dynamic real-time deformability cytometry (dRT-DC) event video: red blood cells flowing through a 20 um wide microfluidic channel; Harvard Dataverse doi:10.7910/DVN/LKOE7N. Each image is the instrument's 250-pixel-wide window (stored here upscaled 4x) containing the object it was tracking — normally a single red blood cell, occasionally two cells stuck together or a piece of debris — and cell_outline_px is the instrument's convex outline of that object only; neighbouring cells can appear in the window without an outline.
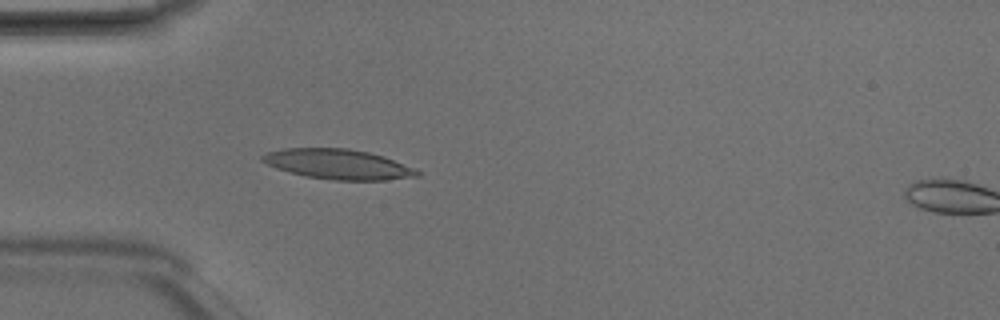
{"species": "Egyptian fruit bat (a non-hibernating species)", "species_latin": "Rousettus aegyptiacus", "temperature_condition": "room temperature", "stored_images_in_passage": 5, "camera_frame_rate_fps": 3000, "um_per_image_px": 0.085, "animal": {"sex": "male"}, "frame": {"image": 1, "passage_image": 4, "time_ms": 1.0, "image_size_px": [1000, 320], "cell_outline_px": [[420, 176], [384, 180], [336, 180], [304, 176], [276, 168], [260, 160], [260, 156], [268, 152], [284, 148], [348, 148], [368, 152], [384, 156], [416, 168], [420, 172]], "centroid_in_image_um": [28.76, 13.95], "position_along_channel_um": 56.2, "area_um2": 27.11}}